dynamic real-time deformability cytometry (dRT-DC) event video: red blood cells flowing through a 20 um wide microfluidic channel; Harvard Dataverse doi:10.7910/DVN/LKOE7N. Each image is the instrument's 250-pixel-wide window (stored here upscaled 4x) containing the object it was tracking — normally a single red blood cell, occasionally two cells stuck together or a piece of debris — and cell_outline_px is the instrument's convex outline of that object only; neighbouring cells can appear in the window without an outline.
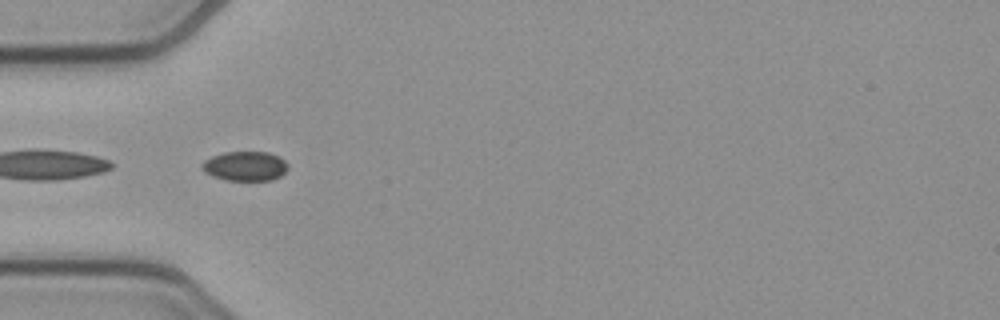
{"species": "common noctule bat (a hibernating species)", "species_latin": "Nyctalus noctula", "temperature_condition": "cold", "stored_images_in_passage": 10, "camera_frame_rate_fps": 3000, "um_per_image_px": 0.085, "animal": {"sex": "female", "body_mass_g": 21.9}, "frame": {"image": 1, "passage_image": 1, "time_ms": 0.0, "image_size_px": [1000, 320], "cell_outline_px": [[288, 168], [280, 176], [272, 180], [224, 180], [212, 176], [204, 172], [200, 168], [200, 164], [204, 160], [212, 156], [224, 152], [268, 152], [280, 156], [288, 164]], "centroid_in_image_um": [20.81, 14.11], "position_along_channel_um": 64.2, "area_um2": 14.97}}
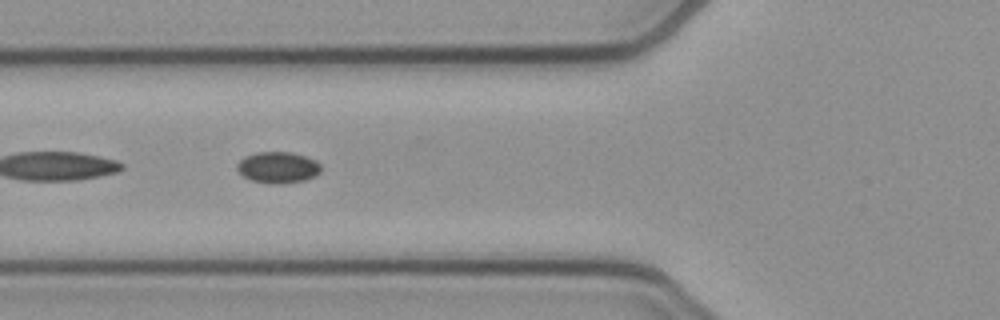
{"frame": {"image": 2, "passage_image": 4, "time_ms": 1.0, "image_size_px": [1000, 320], "cell_outline_px": [[320, 172], [316, 176], [304, 180], [284, 184], [268, 184], [252, 180], [244, 176], [236, 168], [236, 164], [244, 156], [256, 152], [288, 152], [304, 156], [316, 160], [320, 164]], "centroid_in_image_um": [23.62, 14.24], "position_along_channel_um": 102.2, "area_um2": 15.37}}